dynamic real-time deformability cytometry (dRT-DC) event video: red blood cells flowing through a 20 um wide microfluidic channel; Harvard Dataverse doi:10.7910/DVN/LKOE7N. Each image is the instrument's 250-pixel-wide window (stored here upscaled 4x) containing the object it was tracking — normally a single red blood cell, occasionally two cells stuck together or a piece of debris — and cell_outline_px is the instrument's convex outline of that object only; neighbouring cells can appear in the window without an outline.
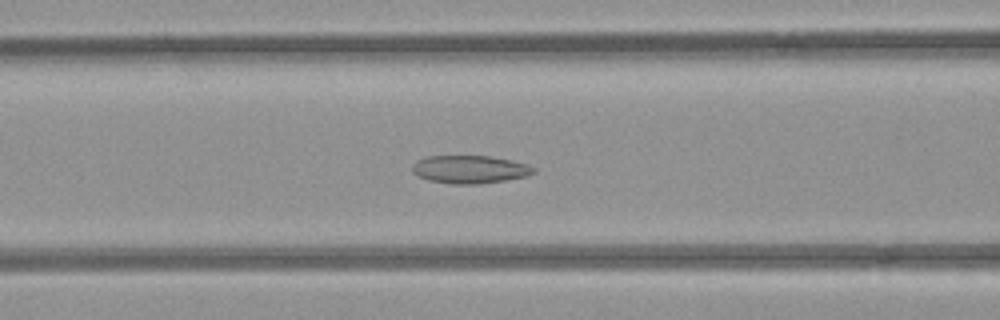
{"species": "common noctule bat (a hibernating species)", "species_latin": "Nyctalus noctula", "temperature_condition": "room temperature", "stored_images_in_passage": 48, "camera_frame_rate_fps": 3000, "um_per_image_px": 0.085, "animal": {"sex": "female", "body_mass_g": 21.9}, "frame": {"image": 1, "passage_image": 21, "time_ms": 6.667, "image_size_px": [1000, 320], "cell_outline_px": [[536, 172], [524, 176], [504, 180], [480, 184], [452, 184], [428, 180], [416, 176], [412, 172], [412, 164], [416, 160], [428, 156], [488, 156], [512, 160], [528, 164], [536, 168]], "centroid_in_image_um": [39.9, 14.39], "position_along_channel_um": 126.7, "area_um2": 19.88}}
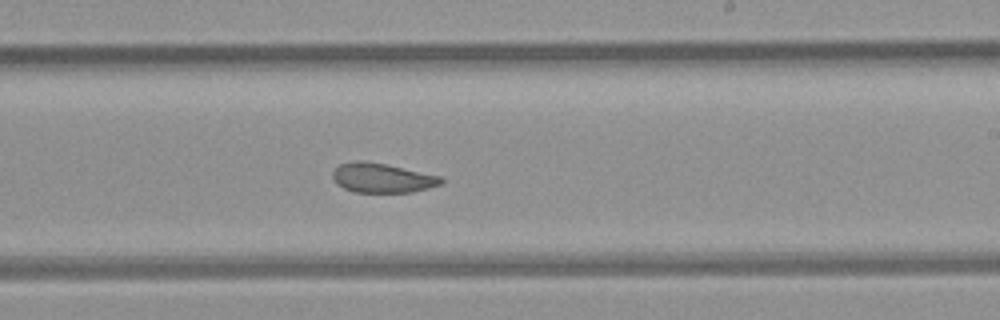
{"frame": {"image": 2, "passage_image": 31, "time_ms": 10.0, "image_size_px": [1000, 320], "cell_outline_px": [[444, 184], [412, 192], [352, 192], [336, 184], [332, 176], [332, 172], [340, 164], [360, 160], [384, 164], [440, 176], [444, 180]], "centroid_in_image_um": [32.48, 15.14], "position_along_channel_um": 256.5, "area_um2": 18.5}}
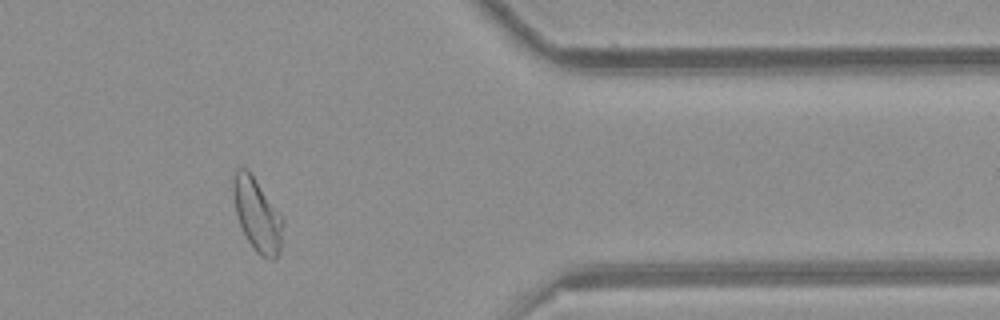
{"frame": {"image": 3, "passage_image": 43, "time_ms": 14.0, "image_size_px": [1000, 320], "cell_outline_px": [[284, 220], [280, 252], [276, 260], [272, 260], [260, 256], [252, 248], [240, 224], [236, 212], [232, 188], [232, 180], [236, 168], [248, 168]], "centroid_in_image_um": [21.86, 18.27], "position_along_channel_um": 389.5, "area_um2": 21.15}, "authors_computed_cell_mechanics": {"area_um2": 20.9525, "velocity_mm_per_s": 3.8974, "shape_relaxation_time_tau1_ms": null, "shape_relaxation_time_tau2_ms": 2.5783, "deformation_change_tau1": null, "deformation_change_tau2": 0.089}}